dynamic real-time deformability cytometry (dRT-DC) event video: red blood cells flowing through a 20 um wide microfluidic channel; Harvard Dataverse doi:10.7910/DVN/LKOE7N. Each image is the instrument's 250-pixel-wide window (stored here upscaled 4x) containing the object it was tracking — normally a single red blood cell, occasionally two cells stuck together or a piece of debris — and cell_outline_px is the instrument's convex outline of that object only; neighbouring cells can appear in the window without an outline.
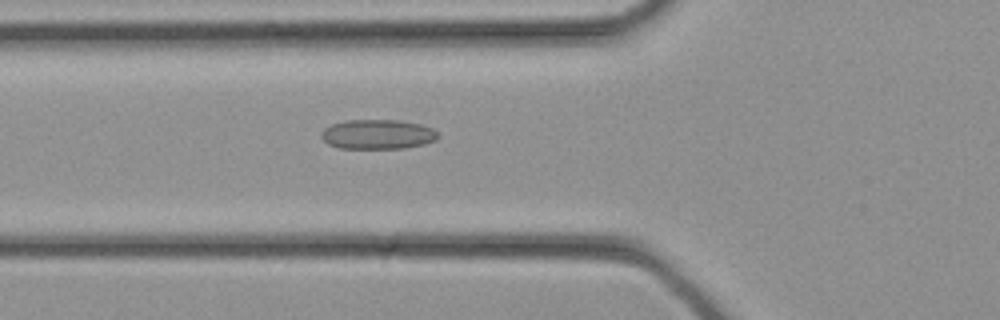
{"species": "common noctule bat (a hibernating species)", "species_latin": "Nyctalus noctula", "temperature_condition": "cold", "stored_images_in_passage": 32, "camera_frame_rate_fps": 3000, "um_per_image_px": 0.085, "animal": {"sex": "female", "body_mass_g": 21.9}, "frame": {"image": 1, "passage_image": 12, "time_ms": 3.667, "image_size_px": [1000, 320], "cell_outline_px": [[440, 136], [436, 140], [424, 144], [404, 148], [340, 148], [328, 144], [320, 136], [320, 132], [324, 128], [332, 124], [344, 120], [396, 120], [420, 124], [432, 128]], "centroid_in_image_um": [32.08, 11.41], "position_along_channel_um": 93.7, "area_um2": 20.17}}
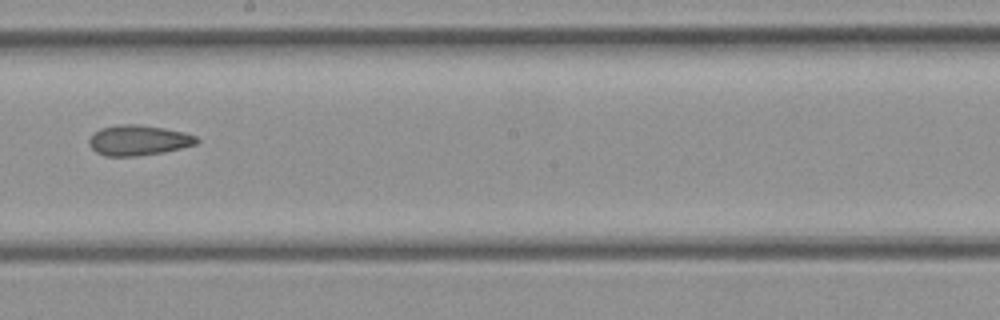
{"frame": {"image": 2, "passage_image": 19, "time_ms": 6.0, "image_size_px": [1000, 320], "cell_outline_px": [[200, 140], [196, 144], [164, 152], [140, 156], [104, 156], [96, 152], [88, 144], [88, 140], [100, 128], [124, 124], [136, 124], [164, 128], [184, 132], [196, 136]], "centroid_in_image_um": [11.77, 11.93], "position_along_channel_um": 236.4, "area_um2": 18.96}}
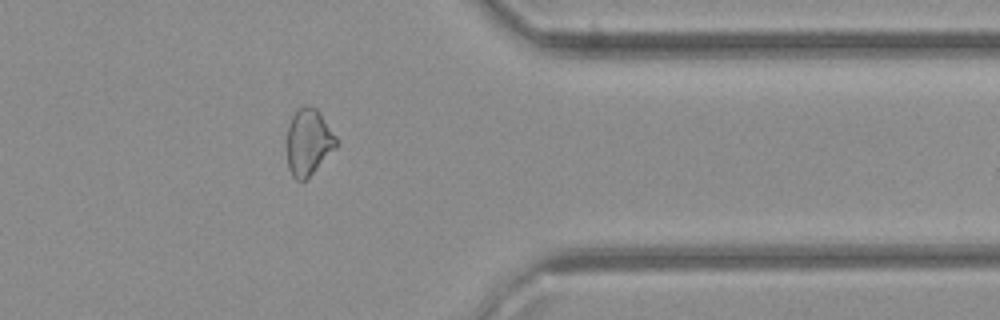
{"frame": {"image": 3, "passage_image": 27, "time_ms": 8.667, "image_size_px": [1000, 320], "cell_outline_px": [[336, 148], [304, 180], [296, 180], [292, 176], [288, 168], [284, 140], [288, 124], [296, 108], [316, 108], [320, 112], [336, 136]], "centroid_in_image_um": [26.15, 12.07], "position_along_channel_um": 385.2, "area_um2": 19.25}}